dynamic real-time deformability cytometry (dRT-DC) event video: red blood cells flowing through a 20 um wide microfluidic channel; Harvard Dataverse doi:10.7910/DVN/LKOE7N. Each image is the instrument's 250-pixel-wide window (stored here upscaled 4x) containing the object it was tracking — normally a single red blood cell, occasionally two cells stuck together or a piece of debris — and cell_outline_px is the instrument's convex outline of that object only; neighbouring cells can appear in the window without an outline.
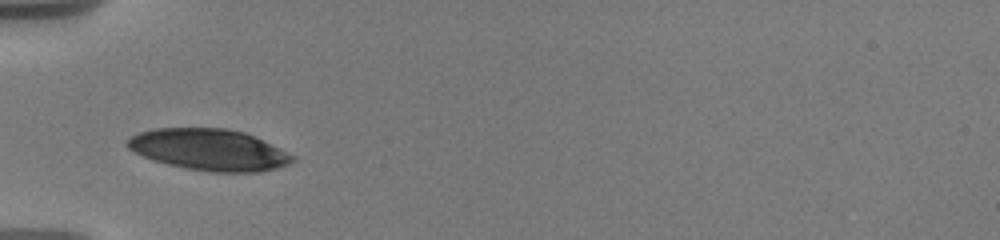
{"species": "human", "species_latin": "Homo sapiens", "temperature_condition": "warm", "stored_images_in_passage": 25, "camera_frame_rate_fps": 3000, "um_per_image_px": 0.085, "donor": {"sex": "male"}, "frame": {"image": 1, "passage_image": 1, "time_ms": 0.0, "image_size_px": [1000, 240], "cell_outline_px": [[296, 160], [288, 164], [276, 168], [260, 172], [208, 172], [184, 168], [168, 164], [144, 156], [128, 148], [124, 144], [132, 136], [140, 132], [156, 128], [224, 128], [244, 132], [296, 156]], "centroid_in_image_um": [17.79, 12.73], "position_along_channel_um": 67.2, "area_um2": 39.59}}
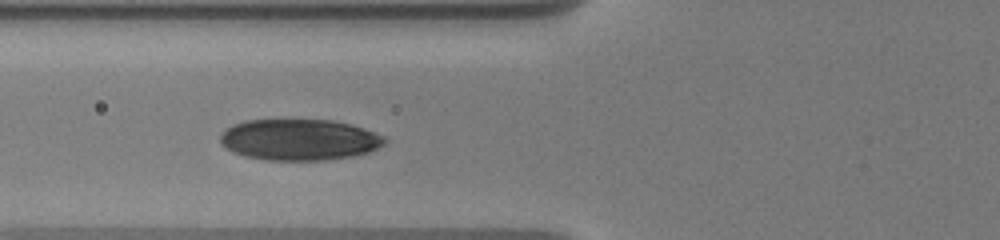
{"frame": {"image": 2, "passage_image": 5, "time_ms": 1.0, "image_size_px": [1000, 240], "cell_outline_px": [[388, 140], [384, 144], [368, 152], [356, 156], [324, 160], [268, 160], [244, 156], [232, 152], [220, 140], [220, 136], [232, 124], [244, 120], [284, 116], [332, 120], [352, 124], [364, 128], [384, 136]], "centroid_in_image_um": [25.44, 11.82], "position_along_channel_um": 100.4, "area_um2": 40.75}, "authors_computed_cell_mechanics": {"area_um2": 36.3562, "velocity_mm_per_s": 3.5808, "shape_relaxation_time_tau1_ms": null, "shape_relaxation_time_tau2_ms": 4.1393, "deformation_change_tau1": null, "deformation_change_tau2": 0.1491}}